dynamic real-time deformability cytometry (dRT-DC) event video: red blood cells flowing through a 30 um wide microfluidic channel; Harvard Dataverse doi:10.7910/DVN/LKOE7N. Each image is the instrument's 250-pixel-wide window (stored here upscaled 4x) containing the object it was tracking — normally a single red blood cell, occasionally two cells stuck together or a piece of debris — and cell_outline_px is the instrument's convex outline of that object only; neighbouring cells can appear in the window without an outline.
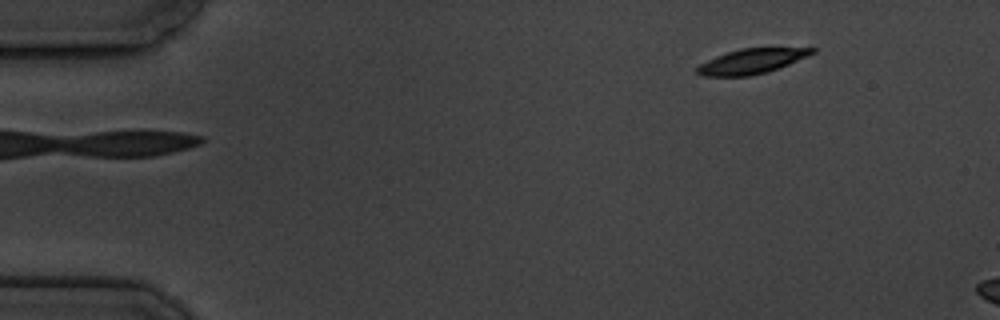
{"species": "common noctule bat (a hibernating species)", "species_latin": "Nyctalus noctula", "temperature_condition": "cold", "stored_images_in_passage": 4, "camera_frame_rate_fps": 3000, "um_per_image_px": 0.085, "animal": {"sex": "male", "body_mass_g": 19.5, "forearm_length_mm": 54.6}, "frame": {"image": 1, "passage_image": 4, "time_ms": 3.667, "image_size_px": [1000, 320], "cell_outline_px": [[816, 52], [788, 64], [768, 72], [748, 76], [704, 76], [696, 72], [696, 68], [700, 64], [716, 56], [740, 48], [816, 48]], "centroid_in_image_um": [63.87, 5.21], "position_along_channel_um": 21.1, "area_um2": 16.47}}